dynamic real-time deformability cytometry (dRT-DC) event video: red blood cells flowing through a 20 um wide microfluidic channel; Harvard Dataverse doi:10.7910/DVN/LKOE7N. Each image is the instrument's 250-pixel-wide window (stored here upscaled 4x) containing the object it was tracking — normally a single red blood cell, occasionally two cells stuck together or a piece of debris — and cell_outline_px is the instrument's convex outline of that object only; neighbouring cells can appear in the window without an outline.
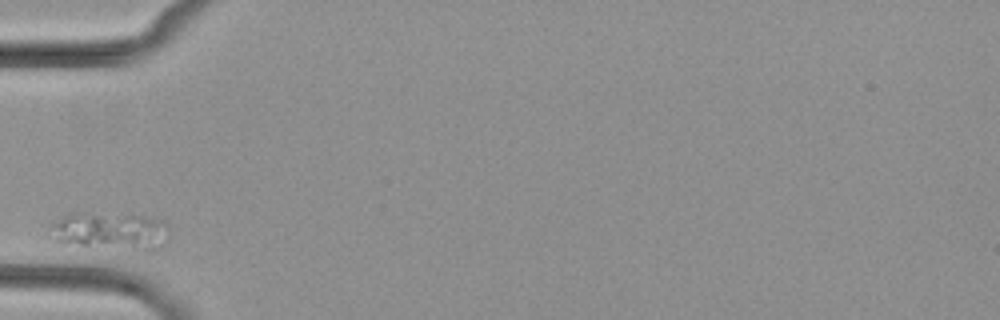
{"species": "common noctule bat (a hibernating species)", "species_latin": "Nyctalus noctula", "temperature_condition": "cold", "stored_images_in_passage": 4, "camera_frame_rate_fps": 3000, "um_per_image_px": 0.085, "animal": {"sex": "female", "body_mass_g": 29.2, "forearm_length_mm": 56.3}, "frame": {"image": 1, "passage_image": 1, "time_ms": 0.0, "image_size_px": [1000, 320], "cell_outline_px": [[168, 240], [156, 252], [148, 252], [64, 244], [52, 240], [48, 224], [68, 212], [84, 212], [144, 216], [156, 220], [164, 224], [168, 228]], "centroid_in_image_um": [9.32, 19.67], "position_along_channel_um": 75.7, "area_um2": 27.05}}
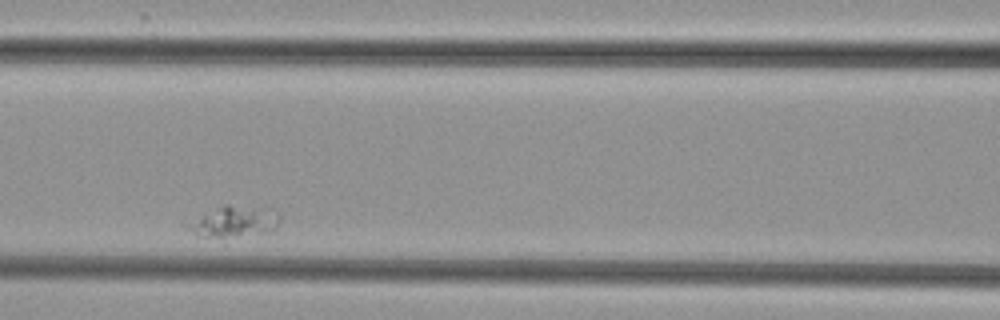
{"frame": {"image": 2, "passage_image": 3, "time_ms": 2.333, "image_size_px": [1000, 320], "cell_outline_px": [[280, 220], [276, 228], [268, 232], [236, 236], [196, 236], [184, 224], [224, 204], [228, 204], [264, 208]], "centroid_in_image_um": [19.84, 18.84], "position_along_channel_um": 146.8, "area_um2": 15.95}}